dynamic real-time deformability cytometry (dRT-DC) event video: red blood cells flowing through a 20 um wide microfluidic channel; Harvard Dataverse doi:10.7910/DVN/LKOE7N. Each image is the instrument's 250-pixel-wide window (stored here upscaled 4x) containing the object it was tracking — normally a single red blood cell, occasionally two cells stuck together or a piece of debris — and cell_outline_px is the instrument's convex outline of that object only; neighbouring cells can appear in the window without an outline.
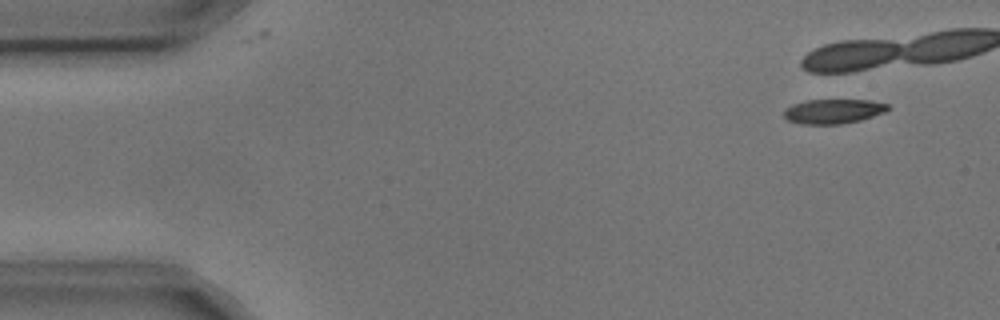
{"species": "common noctule bat (a hibernating species)", "species_latin": "Nyctalus noctula", "temperature_condition": "cold", "stored_images_in_passage": 4, "camera_frame_rate_fps": 3000, "um_per_image_px": 0.085, "animal": {"sex": "male", "body_mass_g": 17.9, "forearm_length_mm": 54.2}, "frame": {"image": 1, "passage_image": 2, "time_ms": 0.333, "image_size_px": [1000, 320], "cell_outline_px": [[892, 108], [884, 112], [860, 120], [840, 124], [800, 124], [788, 120], [784, 116], [784, 108], [792, 104], [808, 100], [868, 100], [888, 104]], "centroid_in_image_um": [70.81, 9.46], "position_along_channel_um": 14.2, "area_um2": 14.85}}